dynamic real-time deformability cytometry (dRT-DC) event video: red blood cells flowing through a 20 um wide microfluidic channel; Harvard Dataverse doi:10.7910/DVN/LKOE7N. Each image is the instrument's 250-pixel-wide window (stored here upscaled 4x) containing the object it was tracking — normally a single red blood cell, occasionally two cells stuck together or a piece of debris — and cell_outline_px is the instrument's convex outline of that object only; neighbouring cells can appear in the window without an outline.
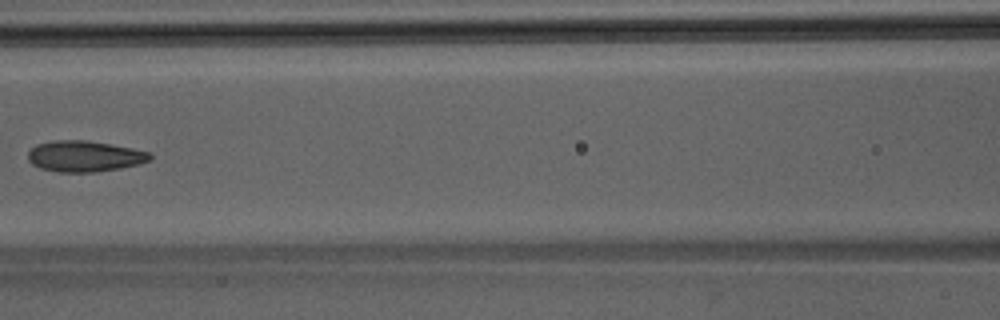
{"species": "Egyptian fruit bat (a non-hibernating species)", "species_latin": "Rousettus aegyptiacus", "temperature_condition": "room temperature", "stored_images_in_passage": 5, "camera_frame_rate_fps": 3000, "um_per_image_px": 0.085, "animal": {"sex": "male"}, "frame": {"image": 1, "passage_image": 5, "time_ms": 1.333, "image_size_px": [1000, 320], "cell_outline_px": [[152, 160], [140, 164], [120, 168], [96, 172], [60, 172], [40, 168], [32, 164], [28, 160], [28, 152], [36, 144], [52, 140], [84, 140], [132, 148], [152, 152]], "centroid_in_image_um": [7.2, 13.28], "position_along_channel_um": 159.4, "area_um2": 22.14}}